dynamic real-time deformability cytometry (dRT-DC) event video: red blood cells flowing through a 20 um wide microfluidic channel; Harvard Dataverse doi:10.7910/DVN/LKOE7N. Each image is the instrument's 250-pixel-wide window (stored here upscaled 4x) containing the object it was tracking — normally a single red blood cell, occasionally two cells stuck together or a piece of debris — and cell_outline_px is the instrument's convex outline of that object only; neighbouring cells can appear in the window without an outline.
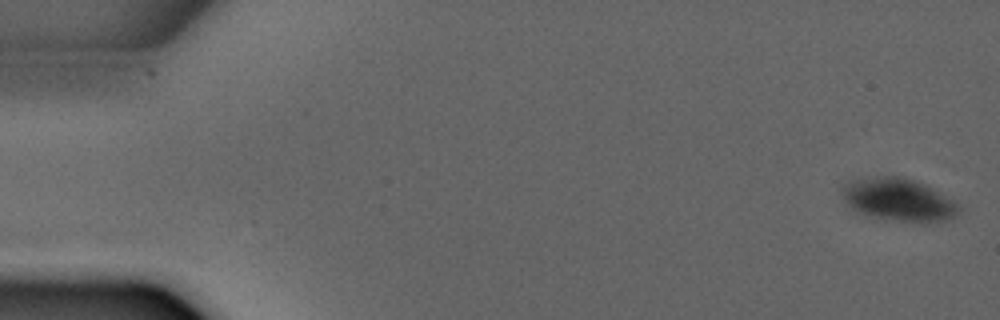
{"species": "common noctule bat (a hibernating species)", "species_latin": "Nyctalus noctula", "temperature_condition": "warm", "stored_images_in_passage": 5, "camera_frame_rate_fps": 3000, "um_per_image_px": 0.085, "animal": {"sex": "male", "forearm_length_mm": 52.5}, "frame": {"image": 1, "passage_image": 1, "time_ms": 0.0, "image_size_px": [1000, 320], "cell_outline_px": [[960, 212], [956, 216], [944, 220], [900, 220], [876, 216], [860, 212], [852, 208], [848, 204], [840, 192], [840, 188], [848, 180], [880, 176], [904, 176], [924, 184], [932, 188], [952, 200], [960, 208]], "centroid_in_image_um": [76.33, 16.91], "position_along_channel_um": 8.7, "area_um2": 28.21}}